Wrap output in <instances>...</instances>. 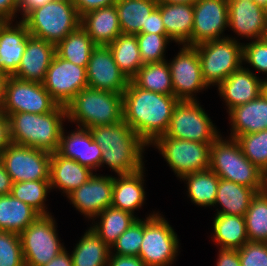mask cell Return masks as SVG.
<instances>
[{
    "label": "cell",
    "mask_w": 267,
    "mask_h": 266,
    "mask_svg": "<svg viewBox=\"0 0 267 266\" xmlns=\"http://www.w3.org/2000/svg\"><path fill=\"white\" fill-rule=\"evenodd\" d=\"M58 104L52 99L43 84L24 81L10 76L5 90L2 112L45 114L53 111Z\"/></svg>",
    "instance_id": "cell-13"
},
{
    "label": "cell",
    "mask_w": 267,
    "mask_h": 266,
    "mask_svg": "<svg viewBox=\"0 0 267 266\" xmlns=\"http://www.w3.org/2000/svg\"><path fill=\"white\" fill-rule=\"evenodd\" d=\"M243 61L250 63L257 71L267 73V40L258 39L243 45Z\"/></svg>",
    "instance_id": "cell-46"
},
{
    "label": "cell",
    "mask_w": 267,
    "mask_h": 266,
    "mask_svg": "<svg viewBox=\"0 0 267 266\" xmlns=\"http://www.w3.org/2000/svg\"><path fill=\"white\" fill-rule=\"evenodd\" d=\"M12 180L0 159V196L11 194Z\"/></svg>",
    "instance_id": "cell-54"
},
{
    "label": "cell",
    "mask_w": 267,
    "mask_h": 266,
    "mask_svg": "<svg viewBox=\"0 0 267 266\" xmlns=\"http://www.w3.org/2000/svg\"><path fill=\"white\" fill-rule=\"evenodd\" d=\"M51 189L50 180L12 183L11 195L32 207L39 215H49L44 201Z\"/></svg>",
    "instance_id": "cell-40"
},
{
    "label": "cell",
    "mask_w": 267,
    "mask_h": 266,
    "mask_svg": "<svg viewBox=\"0 0 267 266\" xmlns=\"http://www.w3.org/2000/svg\"><path fill=\"white\" fill-rule=\"evenodd\" d=\"M55 54L56 45L29 35L21 64L12 76L42 84Z\"/></svg>",
    "instance_id": "cell-20"
},
{
    "label": "cell",
    "mask_w": 267,
    "mask_h": 266,
    "mask_svg": "<svg viewBox=\"0 0 267 266\" xmlns=\"http://www.w3.org/2000/svg\"><path fill=\"white\" fill-rule=\"evenodd\" d=\"M52 215H39L19 236L25 266H44L62 250Z\"/></svg>",
    "instance_id": "cell-9"
},
{
    "label": "cell",
    "mask_w": 267,
    "mask_h": 266,
    "mask_svg": "<svg viewBox=\"0 0 267 266\" xmlns=\"http://www.w3.org/2000/svg\"><path fill=\"white\" fill-rule=\"evenodd\" d=\"M197 100H179L164 134L175 139L213 143L220 135Z\"/></svg>",
    "instance_id": "cell-11"
},
{
    "label": "cell",
    "mask_w": 267,
    "mask_h": 266,
    "mask_svg": "<svg viewBox=\"0 0 267 266\" xmlns=\"http://www.w3.org/2000/svg\"><path fill=\"white\" fill-rule=\"evenodd\" d=\"M51 154L48 151L10 143L0 159L12 183L50 180Z\"/></svg>",
    "instance_id": "cell-12"
},
{
    "label": "cell",
    "mask_w": 267,
    "mask_h": 266,
    "mask_svg": "<svg viewBox=\"0 0 267 266\" xmlns=\"http://www.w3.org/2000/svg\"><path fill=\"white\" fill-rule=\"evenodd\" d=\"M228 26L242 37L263 39L267 10L248 0H228Z\"/></svg>",
    "instance_id": "cell-19"
},
{
    "label": "cell",
    "mask_w": 267,
    "mask_h": 266,
    "mask_svg": "<svg viewBox=\"0 0 267 266\" xmlns=\"http://www.w3.org/2000/svg\"><path fill=\"white\" fill-rule=\"evenodd\" d=\"M219 176L212 170L193 172L182 177L187 182L188 196L196 205L214 206Z\"/></svg>",
    "instance_id": "cell-38"
},
{
    "label": "cell",
    "mask_w": 267,
    "mask_h": 266,
    "mask_svg": "<svg viewBox=\"0 0 267 266\" xmlns=\"http://www.w3.org/2000/svg\"><path fill=\"white\" fill-rule=\"evenodd\" d=\"M7 117L11 143L50 153L58 150L63 130L62 121L67 118L65 106L58 105L45 114L21 112L9 114Z\"/></svg>",
    "instance_id": "cell-3"
},
{
    "label": "cell",
    "mask_w": 267,
    "mask_h": 266,
    "mask_svg": "<svg viewBox=\"0 0 267 266\" xmlns=\"http://www.w3.org/2000/svg\"><path fill=\"white\" fill-rule=\"evenodd\" d=\"M31 36L57 45L80 26L71 0H54L29 12L22 20Z\"/></svg>",
    "instance_id": "cell-6"
},
{
    "label": "cell",
    "mask_w": 267,
    "mask_h": 266,
    "mask_svg": "<svg viewBox=\"0 0 267 266\" xmlns=\"http://www.w3.org/2000/svg\"><path fill=\"white\" fill-rule=\"evenodd\" d=\"M249 242H267V189L257 193L245 214Z\"/></svg>",
    "instance_id": "cell-39"
},
{
    "label": "cell",
    "mask_w": 267,
    "mask_h": 266,
    "mask_svg": "<svg viewBox=\"0 0 267 266\" xmlns=\"http://www.w3.org/2000/svg\"><path fill=\"white\" fill-rule=\"evenodd\" d=\"M243 155L267 175V129L236 138Z\"/></svg>",
    "instance_id": "cell-41"
},
{
    "label": "cell",
    "mask_w": 267,
    "mask_h": 266,
    "mask_svg": "<svg viewBox=\"0 0 267 266\" xmlns=\"http://www.w3.org/2000/svg\"><path fill=\"white\" fill-rule=\"evenodd\" d=\"M101 147V166L106 164L117 175L132 174L144 168L142 153L148 146L124 121L89 128Z\"/></svg>",
    "instance_id": "cell-2"
},
{
    "label": "cell",
    "mask_w": 267,
    "mask_h": 266,
    "mask_svg": "<svg viewBox=\"0 0 267 266\" xmlns=\"http://www.w3.org/2000/svg\"><path fill=\"white\" fill-rule=\"evenodd\" d=\"M141 33L166 34V29L158 7H156L148 16L146 27H142Z\"/></svg>",
    "instance_id": "cell-48"
},
{
    "label": "cell",
    "mask_w": 267,
    "mask_h": 266,
    "mask_svg": "<svg viewBox=\"0 0 267 266\" xmlns=\"http://www.w3.org/2000/svg\"><path fill=\"white\" fill-rule=\"evenodd\" d=\"M228 110L255 100L263 92V80L243 66L218 85Z\"/></svg>",
    "instance_id": "cell-22"
},
{
    "label": "cell",
    "mask_w": 267,
    "mask_h": 266,
    "mask_svg": "<svg viewBox=\"0 0 267 266\" xmlns=\"http://www.w3.org/2000/svg\"><path fill=\"white\" fill-rule=\"evenodd\" d=\"M10 75L8 73L0 71V111L3 107V101L5 96L6 84Z\"/></svg>",
    "instance_id": "cell-56"
},
{
    "label": "cell",
    "mask_w": 267,
    "mask_h": 266,
    "mask_svg": "<svg viewBox=\"0 0 267 266\" xmlns=\"http://www.w3.org/2000/svg\"><path fill=\"white\" fill-rule=\"evenodd\" d=\"M131 81L144 90L174 95L167 61L143 64Z\"/></svg>",
    "instance_id": "cell-36"
},
{
    "label": "cell",
    "mask_w": 267,
    "mask_h": 266,
    "mask_svg": "<svg viewBox=\"0 0 267 266\" xmlns=\"http://www.w3.org/2000/svg\"><path fill=\"white\" fill-rule=\"evenodd\" d=\"M6 21H4L3 19L0 18V27L5 23Z\"/></svg>",
    "instance_id": "cell-60"
},
{
    "label": "cell",
    "mask_w": 267,
    "mask_h": 266,
    "mask_svg": "<svg viewBox=\"0 0 267 266\" xmlns=\"http://www.w3.org/2000/svg\"><path fill=\"white\" fill-rule=\"evenodd\" d=\"M178 101L174 95L144 90L130 80L123 92V120L151 145L166 133Z\"/></svg>",
    "instance_id": "cell-1"
},
{
    "label": "cell",
    "mask_w": 267,
    "mask_h": 266,
    "mask_svg": "<svg viewBox=\"0 0 267 266\" xmlns=\"http://www.w3.org/2000/svg\"><path fill=\"white\" fill-rule=\"evenodd\" d=\"M178 238L169 222L158 213L143 221V241L138 257L146 266H169L178 253Z\"/></svg>",
    "instance_id": "cell-8"
},
{
    "label": "cell",
    "mask_w": 267,
    "mask_h": 266,
    "mask_svg": "<svg viewBox=\"0 0 267 266\" xmlns=\"http://www.w3.org/2000/svg\"><path fill=\"white\" fill-rule=\"evenodd\" d=\"M39 214L11 194L0 196V230L20 234Z\"/></svg>",
    "instance_id": "cell-30"
},
{
    "label": "cell",
    "mask_w": 267,
    "mask_h": 266,
    "mask_svg": "<svg viewBox=\"0 0 267 266\" xmlns=\"http://www.w3.org/2000/svg\"><path fill=\"white\" fill-rule=\"evenodd\" d=\"M93 170L79 162L61 156L57 151L51 154L50 187L63 190L66 195L79 188L93 175Z\"/></svg>",
    "instance_id": "cell-26"
},
{
    "label": "cell",
    "mask_w": 267,
    "mask_h": 266,
    "mask_svg": "<svg viewBox=\"0 0 267 266\" xmlns=\"http://www.w3.org/2000/svg\"><path fill=\"white\" fill-rule=\"evenodd\" d=\"M224 37L194 46L201 63L202 77L209 87L219 85L242 66L243 45Z\"/></svg>",
    "instance_id": "cell-7"
},
{
    "label": "cell",
    "mask_w": 267,
    "mask_h": 266,
    "mask_svg": "<svg viewBox=\"0 0 267 266\" xmlns=\"http://www.w3.org/2000/svg\"><path fill=\"white\" fill-rule=\"evenodd\" d=\"M44 266H73V263L71 255L64 249Z\"/></svg>",
    "instance_id": "cell-55"
},
{
    "label": "cell",
    "mask_w": 267,
    "mask_h": 266,
    "mask_svg": "<svg viewBox=\"0 0 267 266\" xmlns=\"http://www.w3.org/2000/svg\"><path fill=\"white\" fill-rule=\"evenodd\" d=\"M198 0H158L160 3H189L195 4Z\"/></svg>",
    "instance_id": "cell-57"
},
{
    "label": "cell",
    "mask_w": 267,
    "mask_h": 266,
    "mask_svg": "<svg viewBox=\"0 0 267 266\" xmlns=\"http://www.w3.org/2000/svg\"><path fill=\"white\" fill-rule=\"evenodd\" d=\"M111 248L90 228L76 244L73 266H107Z\"/></svg>",
    "instance_id": "cell-33"
},
{
    "label": "cell",
    "mask_w": 267,
    "mask_h": 266,
    "mask_svg": "<svg viewBox=\"0 0 267 266\" xmlns=\"http://www.w3.org/2000/svg\"><path fill=\"white\" fill-rule=\"evenodd\" d=\"M248 1H253L258 6L264 8L265 10H267V0H248Z\"/></svg>",
    "instance_id": "cell-58"
},
{
    "label": "cell",
    "mask_w": 267,
    "mask_h": 266,
    "mask_svg": "<svg viewBox=\"0 0 267 266\" xmlns=\"http://www.w3.org/2000/svg\"><path fill=\"white\" fill-rule=\"evenodd\" d=\"M99 216L100 222L90 228L109 247L138 219L130 212L112 206L103 210Z\"/></svg>",
    "instance_id": "cell-35"
},
{
    "label": "cell",
    "mask_w": 267,
    "mask_h": 266,
    "mask_svg": "<svg viewBox=\"0 0 267 266\" xmlns=\"http://www.w3.org/2000/svg\"><path fill=\"white\" fill-rule=\"evenodd\" d=\"M194 21L191 46L222 39L228 26V0H198L193 4Z\"/></svg>",
    "instance_id": "cell-16"
},
{
    "label": "cell",
    "mask_w": 267,
    "mask_h": 266,
    "mask_svg": "<svg viewBox=\"0 0 267 266\" xmlns=\"http://www.w3.org/2000/svg\"><path fill=\"white\" fill-rule=\"evenodd\" d=\"M166 162L180 179L193 172L208 170L210 167V145L184 139L159 136L153 143Z\"/></svg>",
    "instance_id": "cell-10"
},
{
    "label": "cell",
    "mask_w": 267,
    "mask_h": 266,
    "mask_svg": "<svg viewBox=\"0 0 267 266\" xmlns=\"http://www.w3.org/2000/svg\"><path fill=\"white\" fill-rule=\"evenodd\" d=\"M143 170L114 177L112 207L134 214V210L142 206L145 200Z\"/></svg>",
    "instance_id": "cell-28"
},
{
    "label": "cell",
    "mask_w": 267,
    "mask_h": 266,
    "mask_svg": "<svg viewBox=\"0 0 267 266\" xmlns=\"http://www.w3.org/2000/svg\"><path fill=\"white\" fill-rule=\"evenodd\" d=\"M142 241L143 221L138 218L110 248L117 250L115 255L138 256Z\"/></svg>",
    "instance_id": "cell-44"
},
{
    "label": "cell",
    "mask_w": 267,
    "mask_h": 266,
    "mask_svg": "<svg viewBox=\"0 0 267 266\" xmlns=\"http://www.w3.org/2000/svg\"><path fill=\"white\" fill-rule=\"evenodd\" d=\"M136 37L143 64L166 61L164 52L171 40L167 34L138 33Z\"/></svg>",
    "instance_id": "cell-42"
},
{
    "label": "cell",
    "mask_w": 267,
    "mask_h": 266,
    "mask_svg": "<svg viewBox=\"0 0 267 266\" xmlns=\"http://www.w3.org/2000/svg\"><path fill=\"white\" fill-rule=\"evenodd\" d=\"M64 134L63 128L57 150L61 156L73 159L91 170L101 167V147L93 140L89 129L78 127L68 136Z\"/></svg>",
    "instance_id": "cell-21"
},
{
    "label": "cell",
    "mask_w": 267,
    "mask_h": 266,
    "mask_svg": "<svg viewBox=\"0 0 267 266\" xmlns=\"http://www.w3.org/2000/svg\"><path fill=\"white\" fill-rule=\"evenodd\" d=\"M96 44L86 31L79 26L56 45V53L63 59L81 67L88 65Z\"/></svg>",
    "instance_id": "cell-37"
},
{
    "label": "cell",
    "mask_w": 267,
    "mask_h": 266,
    "mask_svg": "<svg viewBox=\"0 0 267 266\" xmlns=\"http://www.w3.org/2000/svg\"><path fill=\"white\" fill-rule=\"evenodd\" d=\"M10 143L8 117L0 111V154Z\"/></svg>",
    "instance_id": "cell-52"
},
{
    "label": "cell",
    "mask_w": 267,
    "mask_h": 266,
    "mask_svg": "<svg viewBox=\"0 0 267 266\" xmlns=\"http://www.w3.org/2000/svg\"><path fill=\"white\" fill-rule=\"evenodd\" d=\"M52 1L54 0H18L17 11H22V18H24L32 10Z\"/></svg>",
    "instance_id": "cell-53"
},
{
    "label": "cell",
    "mask_w": 267,
    "mask_h": 266,
    "mask_svg": "<svg viewBox=\"0 0 267 266\" xmlns=\"http://www.w3.org/2000/svg\"><path fill=\"white\" fill-rule=\"evenodd\" d=\"M264 38L267 40V29H266V34H265V37Z\"/></svg>",
    "instance_id": "cell-61"
},
{
    "label": "cell",
    "mask_w": 267,
    "mask_h": 266,
    "mask_svg": "<svg viewBox=\"0 0 267 266\" xmlns=\"http://www.w3.org/2000/svg\"><path fill=\"white\" fill-rule=\"evenodd\" d=\"M18 0H0V18L4 21H13L17 13Z\"/></svg>",
    "instance_id": "cell-51"
},
{
    "label": "cell",
    "mask_w": 267,
    "mask_h": 266,
    "mask_svg": "<svg viewBox=\"0 0 267 266\" xmlns=\"http://www.w3.org/2000/svg\"><path fill=\"white\" fill-rule=\"evenodd\" d=\"M113 184L114 177L93 174L67 197L79 212L94 220L103 210L111 207Z\"/></svg>",
    "instance_id": "cell-18"
},
{
    "label": "cell",
    "mask_w": 267,
    "mask_h": 266,
    "mask_svg": "<svg viewBox=\"0 0 267 266\" xmlns=\"http://www.w3.org/2000/svg\"><path fill=\"white\" fill-rule=\"evenodd\" d=\"M6 21L0 27V71L12 76L21 64L25 52L27 38L30 35L26 25L20 21L11 26Z\"/></svg>",
    "instance_id": "cell-23"
},
{
    "label": "cell",
    "mask_w": 267,
    "mask_h": 266,
    "mask_svg": "<svg viewBox=\"0 0 267 266\" xmlns=\"http://www.w3.org/2000/svg\"><path fill=\"white\" fill-rule=\"evenodd\" d=\"M157 4L158 0H117L115 6L122 34L141 33Z\"/></svg>",
    "instance_id": "cell-31"
},
{
    "label": "cell",
    "mask_w": 267,
    "mask_h": 266,
    "mask_svg": "<svg viewBox=\"0 0 267 266\" xmlns=\"http://www.w3.org/2000/svg\"><path fill=\"white\" fill-rule=\"evenodd\" d=\"M108 47L115 63L130 81L143 65L136 35L121 34Z\"/></svg>",
    "instance_id": "cell-34"
},
{
    "label": "cell",
    "mask_w": 267,
    "mask_h": 266,
    "mask_svg": "<svg viewBox=\"0 0 267 266\" xmlns=\"http://www.w3.org/2000/svg\"><path fill=\"white\" fill-rule=\"evenodd\" d=\"M157 7L171 41L191 46V34L194 21V8L189 3H160Z\"/></svg>",
    "instance_id": "cell-27"
},
{
    "label": "cell",
    "mask_w": 267,
    "mask_h": 266,
    "mask_svg": "<svg viewBox=\"0 0 267 266\" xmlns=\"http://www.w3.org/2000/svg\"><path fill=\"white\" fill-rule=\"evenodd\" d=\"M110 252L107 266H146L138 256H121Z\"/></svg>",
    "instance_id": "cell-49"
},
{
    "label": "cell",
    "mask_w": 267,
    "mask_h": 266,
    "mask_svg": "<svg viewBox=\"0 0 267 266\" xmlns=\"http://www.w3.org/2000/svg\"><path fill=\"white\" fill-rule=\"evenodd\" d=\"M232 122L230 138L267 129V96L262 92L255 100L228 111Z\"/></svg>",
    "instance_id": "cell-24"
},
{
    "label": "cell",
    "mask_w": 267,
    "mask_h": 266,
    "mask_svg": "<svg viewBox=\"0 0 267 266\" xmlns=\"http://www.w3.org/2000/svg\"><path fill=\"white\" fill-rule=\"evenodd\" d=\"M42 84L58 105L66 106L88 87L86 67L71 63L56 53Z\"/></svg>",
    "instance_id": "cell-14"
},
{
    "label": "cell",
    "mask_w": 267,
    "mask_h": 266,
    "mask_svg": "<svg viewBox=\"0 0 267 266\" xmlns=\"http://www.w3.org/2000/svg\"><path fill=\"white\" fill-rule=\"evenodd\" d=\"M86 72L88 87L91 88L123 93L129 83L115 63L108 46L96 45L91 53Z\"/></svg>",
    "instance_id": "cell-17"
},
{
    "label": "cell",
    "mask_w": 267,
    "mask_h": 266,
    "mask_svg": "<svg viewBox=\"0 0 267 266\" xmlns=\"http://www.w3.org/2000/svg\"><path fill=\"white\" fill-rule=\"evenodd\" d=\"M0 266H25L19 234L0 230Z\"/></svg>",
    "instance_id": "cell-43"
},
{
    "label": "cell",
    "mask_w": 267,
    "mask_h": 266,
    "mask_svg": "<svg viewBox=\"0 0 267 266\" xmlns=\"http://www.w3.org/2000/svg\"><path fill=\"white\" fill-rule=\"evenodd\" d=\"M257 192L249 187L219 178L216 193V204L223 208L217 214L239 215L244 217L250 202Z\"/></svg>",
    "instance_id": "cell-29"
},
{
    "label": "cell",
    "mask_w": 267,
    "mask_h": 266,
    "mask_svg": "<svg viewBox=\"0 0 267 266\" xmlns=\"http://www.w3.org/2000/svg\"><path fill=\"white\" fill-rule=\"evenodd\" d=\"M65 108L67 119L77 122L78 127L116 124L123 120V93L85 87Z\"/></svg>",
    "instance_id": "cell-5"
},
{
    "label": "cell",
    "mask_w": 267,
    "mask_h": 266,
    "mask_svg": "<svg viewBox=\"0 0 267 266\" xmlns=\"http://www.w3.org/2000/svg\"><path fill=\"white\" fill-rule=\"evenodd\" d=\"M76 10L81 17L85 13L100 9L102 7H107L114 5L117 0H71Z\"/></svg>",
    "instance_id": "cell-47"
},
{
    "label": "cell",
    "mask_w": 267,
    "mask_h": 266,
    "mask_svg": "<svg viewBox=\"0 0 267 266\" xmlns=\"http://www.w3.org/2000/svg\"><path fill=\"white\" fill-rule=\"evenodd\" d=\"M209 169L221 179L252 188L257 193L267 189V175L243 155L235 138L222 140L219 136L210 145Z\"/></svg>",
    "instance_id": "cell-4"
},
{
    "label": "cell",
    "mask_w": 267,
    "mask_h": 266,
    "mask_svg": "<svg viewBox=\"0 0 267 266\" xmlns=\"http://www.w3.org/2000/svg\"><path fill=\"white\" fill-rule=\"evenodd\" d=\"M80 26L96 45L108 46L122 34L115 4L85 13Z\"/></svg>",
    "instance_id": "cell-25"
},
{
    "label": "cell",
    "mask_w": 267,
    "mask_h": 266,
    "mask_svg": "<svg viewBox=\"0 0 267 266\" xmlns=\"http://www.w3.org/2000/svg\"><path fill=\"white\" fill-rule=\"evenodd\" d=\"M168 65L174 96L178 100H196L193 94L208 87L202 77L200 59L194 46L183 45Z\"/></svg>",
    "instance_id": "cell-15"
},
{
    "label": "cell",
    "mask_w": 267,
    "mask_h": 266,
    "mask_svg": "<svg viewBox=\"0 0 267 266\" xmlns=\"http://www.w3.org/2000/svg\"><path fill=\"white\" fill-rule=\"evenodd\" d=\"M216 266H241L238 250L220 248Z\"/></svg>",
    "instance_id": "cell-50"
},
{
    "label": "cell",
    "mask_w": 267,
    "mask_h": 266,
    "mask_svg": "<svg viewBox=\"0 0 267 266\" xmlns=\"http://www.w3.org/2000/svg\"><path fill=\"white\" fill-rule=\"evenodd\" d=\"M263 92L267 96V79L263 81Z\"/></svg>",
    "instance_id": "cell-59"
},
{
    "label": "cell",
    "mask_w": 267,
    "mask_h": 266,
    "mask_svg": "<svg viewBox=\"0 0 267 266\" xmlns=\"http://www.w3.org/2000/svg\"><path fill=\"white\" fill-rule=\"evenodd\" d=\"M241 266H267V242H246L238 249Z\"/></svg>",
    "instance_id": "cell-45"
},
{
    "label": "cell",
    "mask_w": 267,
    "mask_h": 266,
    "mask_svg": "<svg viewBox=\"0 0 267 266\" xmlns=\"http://www.w3.org/2000/svg\"><path fill=\"white\" fill-rule=\"evenodd\" d=\"M215 216L213 241L220 245V248L238 250L248 242L245 217L228 214Z\"/></svg>",
    "instance_id": "cell-32"
}]
</instances>
